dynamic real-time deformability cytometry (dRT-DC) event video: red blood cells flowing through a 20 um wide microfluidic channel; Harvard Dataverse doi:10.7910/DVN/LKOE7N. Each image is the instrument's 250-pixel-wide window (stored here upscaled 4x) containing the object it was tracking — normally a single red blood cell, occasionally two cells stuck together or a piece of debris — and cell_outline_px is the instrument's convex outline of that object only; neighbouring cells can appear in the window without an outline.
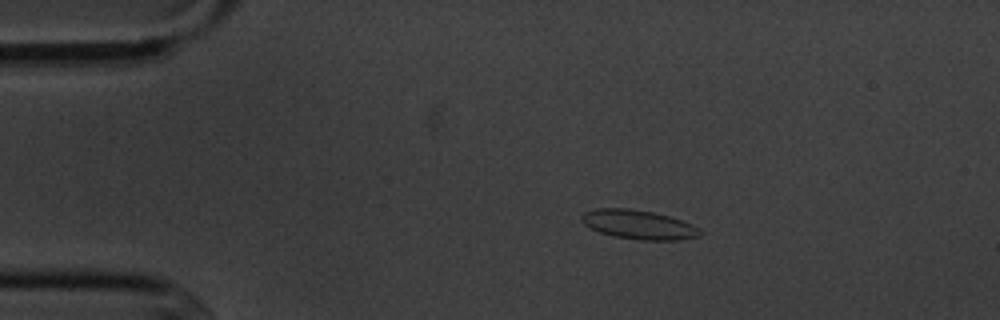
{"species": "common noctule bat (a hibernating species)", "species_latin": "Nyctalus noctula", "temperature_condition": "cold", "stored_images_in_passage": 8, "camera_frame_rate_fps": 3000, "um_per_image_px": 0.085, "animal": {"sex": "male", "body_mass_g": 20.1, "forearm_length_mm": 53.5}, "frame": {"image": 1, "passage_image": 2, "time_ms": 2.0, "image_size_px": [1000, 320], "cell_outline_px": [[704, 232], [696, 236], [680, 240], [640, 240], [616, 236], [600, 232], [584, 224], [580, 220], [580, 216], [584, 212], [596, 208], [628, 208], [652, 212], [668, 216], [692, 224], [700, 228]], "centroid_in_image_um": [54.27, 19.08], "position_along_channel_um": 30.7, "area_um2": 20.0}}
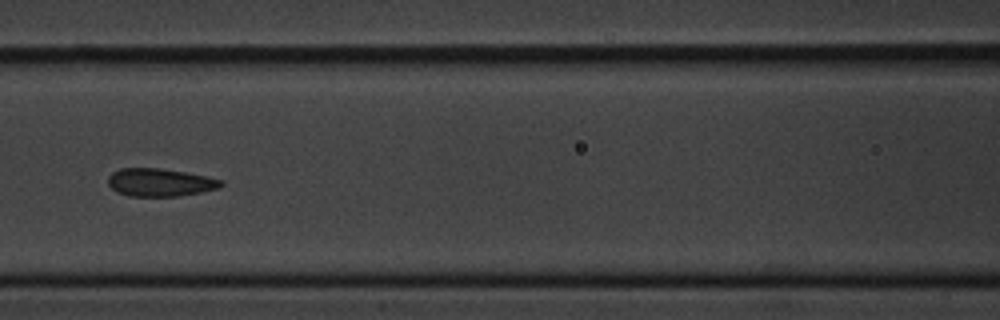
{"frame": {"image": 2, "passage_image": 6, "time_ms": 6.667, "image_size_px": [1000, 320], "cell_outline_px": [[224, 184], [220, 188], [200, 192], [176, 196], [128, 196], [116, 192], [108, 184], [108, 176], [112, 172], [120, 168], [160, 168], [184, 172], [224, 180]], "centroid_in_image_um": [13.58, 15.5], "position_along_channel_um": 153.0, "area_um2": 18.38}}
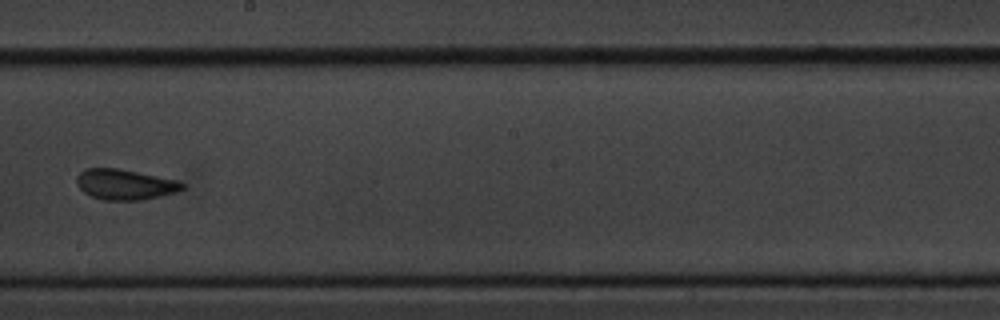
{"frame": {"image": 3, "passage_image": 8, "time_ms": 9.0, "image_size_px": [1000, 320], "cell_outline_px": [[184, 188], [176, 192], [144, 200], [104, 200], [92, 196], [84, 192], [76, 184], [76, 176], [80, 172], [88, 168], [116, 168], [176, 180], [184, 184]], "centroid_in_image_um": [10.59, 15.69], "position_along_channel_um": 237.6, "area_um2": 18.55}}